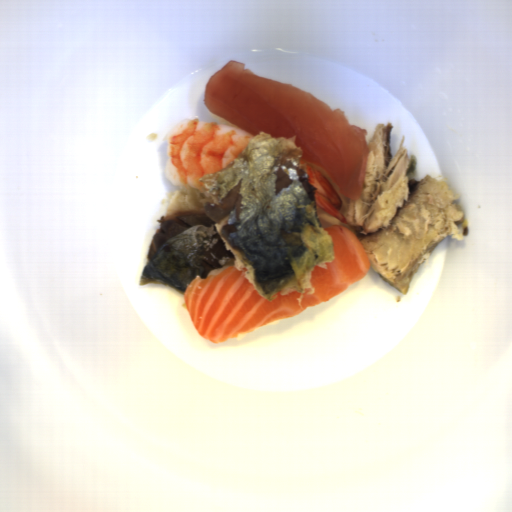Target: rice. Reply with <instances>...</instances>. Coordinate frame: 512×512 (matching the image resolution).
<instances>
[{"label": "rice", "instance_id": "023b6e5f", "mask_svg": "<svg viewBox=\"0 0 512 512\" xmlns=\"http://www.w3.org/2000/svg\"><path fill=\"white\" fill-rule=\"evenodd\" d=\"M301 162H304L312 167H314L315 169L319 170L321 172V174L325 177V179L328 181V183L331 185V187L334 189V191L336 192V194L339 196L340 200H341V213H343L345 215V211L347 209V206H348V201H349V197H346L345 195L342 194L341 190L338 188V186L334 183V181L331 179V177L329 176V174L327 172H325L322 168H320L318 165H315L313 163H310L308 162L307 160H305L304 158H300Z\"/></svg>", "mask_w": 512, "mask_h": 512}, {"label": "rice", "instance_id": "8eca5e8b", "mask_svg": "<svg viewBox=\"0 0 512 512\" xmlns=\"http://www.w3.org/2000/svg\"><path fill=\"white\" fill-rule=\"evenodd\" d=\"M209 114H210V116H212V117L214 118V120H215L216 124H223V125H226V126H228V127L233 128V129H236V130H238V131H240V132H242V133H244V134H246V135H248V136H250V137H252V138H253V137H255V136H251L250 134H248L247 132H245L244 130H242L241 128H239L238 126H236V125H234V124H232V123L228 122L227 120H225V119H223V118H221V117H219V116L215 115L214 113H212V112H210V111H209Z\"/></svg>", "mask_w": 512, "mask_h": 512}, {"label": "rice", "instance_id": "652b925c", "mask_svg": "<svg viewBox=\"0 0 512 512\" xmlns=\"http://www.w3.org/2000/svg\"><path fill=\"white\" fill-rule=\"evenodd\" d=\"M316 218L322 229L331 226H341L349 229L359 238V229L350 226L349 224H347V222L344 223L338 220L337 218L331 216L319 206H316Z\"/></svg>", "mask_w": 512, "mask_h": 512}, {"label": "rice", "instance_id": "acb35da6", "mask_svg": "<svg viewBox=\"0 0 512 512\" xmlns=\"http://www.w3.org/2000/svg\"><path fill=\"white\" fill-rule=\"evenodd\" d=\"M178 187H179V189L189 193L190 195H197V194L203 193L195 187H189V186H184V185H178Z\"/></svg>", "mask_w": 512, "mask_h": 512}]
</instances>
